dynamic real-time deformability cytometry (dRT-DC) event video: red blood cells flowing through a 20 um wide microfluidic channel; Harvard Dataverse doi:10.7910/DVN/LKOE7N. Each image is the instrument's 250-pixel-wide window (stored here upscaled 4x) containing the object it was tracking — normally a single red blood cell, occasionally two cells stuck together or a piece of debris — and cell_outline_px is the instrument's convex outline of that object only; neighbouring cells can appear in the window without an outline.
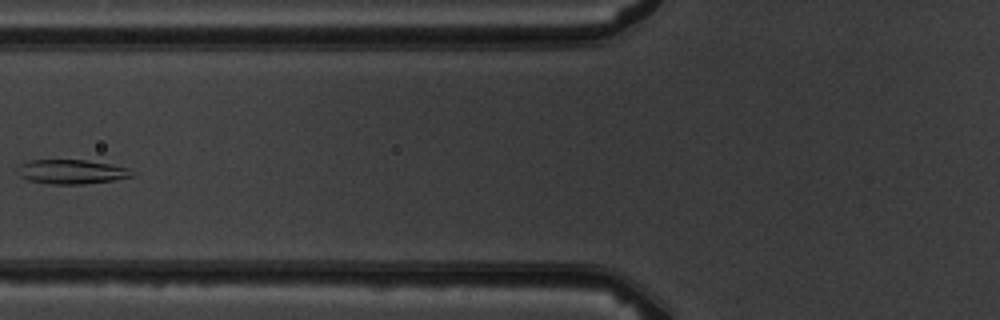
{"species": "common noctule bat (a hibernating species)", "species_latin": "Nyctalus noctula", "temperature_condition": "warm", "stored_images_in_passage": 7, "camera_frame_rate_fps": 3000, "um_per_image_px": 0.085, "animal": {"sex": "male", "body_mass_g": 19.5, "forearm_length_mm": 54.6}, "frame": {"image": 1, "passage_image": 6, "time_ms": 6.667, "image_size_px": [1000, 320], "cell_outline_px": [[136, 176], [112, 180], [84, 184], [52, 184], [28, 180], [20, 176], [16, 172], [16, 168], [20, 164], [28, 160], [84, 160], [112, 164], [128, 168], [136, 172]], "centroid_in_image_um": [6.09, 14.59], "position_along_channel_um": 119.7, "area_um2": 16.42}}
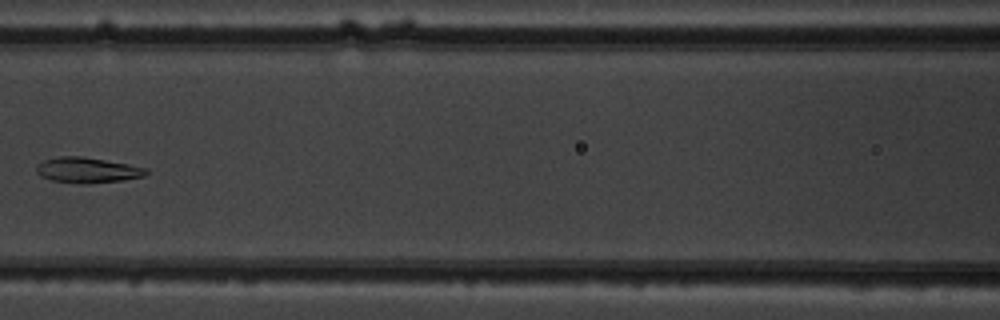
{"frame": {"image": 2, "passage_image": 7, "time_ms": 7.667, "image_size_px": [1000, 320], "cell_outline_px": [[148, 172], [144, 176], [124, 180], [80, 184], [52, 180], [40, 176], [36, 172], [36, 164], [44, 160], [60, 156], [84, 156], [128, 164], [148, 168]], "centroid_in_image_um": [7.41, 14.45], "position_along_channel_um": 159.2, "area_um2": 16.36}}